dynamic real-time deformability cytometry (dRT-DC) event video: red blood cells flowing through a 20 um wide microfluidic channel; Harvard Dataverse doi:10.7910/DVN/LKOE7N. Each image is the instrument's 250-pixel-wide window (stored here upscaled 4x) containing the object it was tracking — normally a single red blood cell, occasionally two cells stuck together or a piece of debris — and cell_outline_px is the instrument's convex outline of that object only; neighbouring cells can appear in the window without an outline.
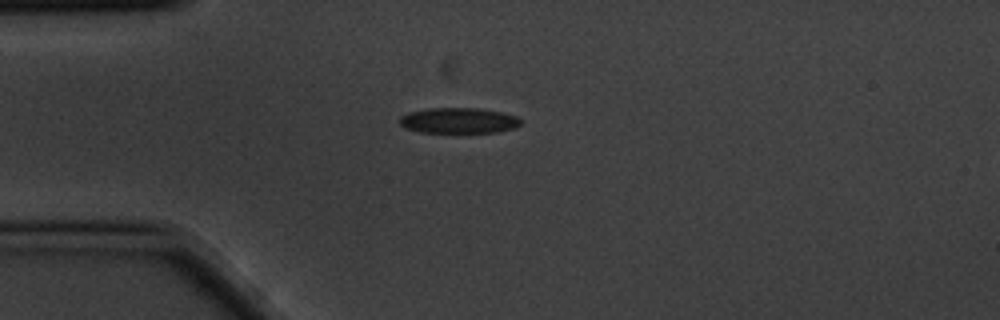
{"species": "common noctule bat (a hibernating species)", "species_latin": "Nyctalus noctula", "temperature_condition": "cold", "stored_images_in_passage": 8, "camera_frame_rate_fps": 3000, "um_per_image_px": 0.085, "animal": {"sex": "male", "body_mass_g": 20.1, "forearm_length_mm": 53.5}, "frame": {"image": 1, "passage_image": 4, "time_ms": 1.0, "image_size_px": [1000, 320], "cell_outline_px": [[520, 124], [516, 128], [500, 132], [420, 132], [404, 128], [400, 124], [400, 116], [408, 112], [428, 108], [476, 108], [500, 112], [516, 116], [520, 120]], "centroid_in_image_um": [38.96, 10.25], "position_along_channel_um": 46.0, "area_um2": 18.03}}